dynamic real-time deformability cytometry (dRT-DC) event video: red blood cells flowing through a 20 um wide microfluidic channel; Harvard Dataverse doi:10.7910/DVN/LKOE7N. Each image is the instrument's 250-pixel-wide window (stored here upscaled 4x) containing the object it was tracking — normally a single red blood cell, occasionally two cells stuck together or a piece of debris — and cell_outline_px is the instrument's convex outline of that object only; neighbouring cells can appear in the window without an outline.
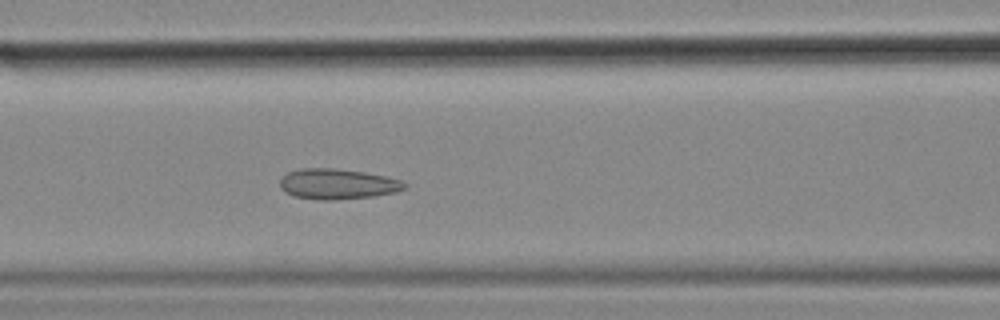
{"species": "common noctule bat (a hibernating species)", "species_latin": "Nyctalus noctula", "temperature_condition": "cold", "stored_images_in_passage": 49, "camera_frame_rate_fps": 3000, "um_per_image_px": 0.085, "animal": {"sex": "female", "body_mass_g": 18.4}, "frame": {"image": 1, "passage_image": 22, "time_ms": 7.0, "image_size_px": [1000, 320], "cell_outline_px": [[408, 188], [396, 192], [372, 196], [332, 200], [320, 200], [296, 196], [284, 192], [280, 188], [280, 176], [288, 172], [300, 168], [336, 168], [364, 172], [384, 176], [400, 180], [408, 184]], "centroid_in_image_um": [28.67, 15.63], "position_along_channel_um": 137.9, "area_um2": 22.2}, "authors_computed_cell_mechanics": {"area_um2": 22.253, "velocity_mm_per_s": 3.5518, "shape_relaxation_time_tau1_ms": null, "shape_relaxation_time_tau2_ms": 1.7637, "deformation_change_tau1": null, "deformation_change_tau2": 0.0765}}